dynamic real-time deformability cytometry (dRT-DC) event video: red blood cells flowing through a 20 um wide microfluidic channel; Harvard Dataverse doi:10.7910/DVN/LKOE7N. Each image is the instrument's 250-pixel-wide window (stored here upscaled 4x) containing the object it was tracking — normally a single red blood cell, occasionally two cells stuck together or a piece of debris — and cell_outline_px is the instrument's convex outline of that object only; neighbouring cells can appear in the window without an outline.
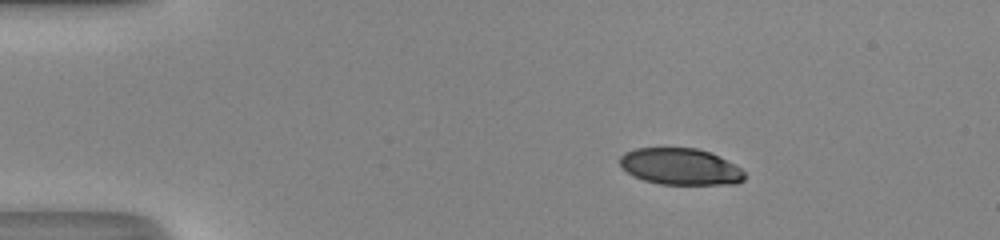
{"species": "human", "species_latin": "Homo sapiens", "temperature_condition": "room temperature", "stored_images_in_passage": 42, "camera_frame_rate_fps": 3000, "um_per_image_px": 0.085, "donor": {"sex": "male"}, "frame": {"image": 1, "passage_image": 1, "time_ms": 0.0, "image_size_px": [1000, 240], "cell_outline_px": [[744, 180], [736, 184], [660, 184], [644, 180], [632, 176], [620, 164], [620, 156], [624, 152], [636, 148], [696, 148], [720, 156], [740, 168], [744, 172]], "centroid_in_image_um": [57.82, 14.16], "position_along_channel_um": 27.2, "area_um2": 26.47}}
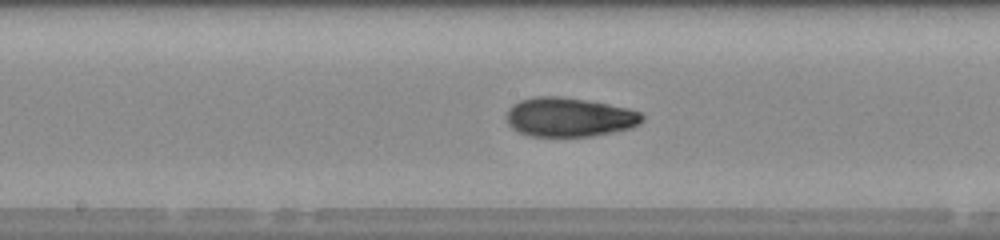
{"frame": {"image": 2, "passage_image": 19, "time_ms": 6.0, "image_size_px": [1000, 240], "cell_outline_px": [[644, 120], [640, 124], [632, 128], [592, 136], [532, 136], [520, 132], [512, 128], [508, 124], [508, 108], [512, 104], [520, 100], [536, 96], [560, 96], [584, 100], [628, 108], [640, 112], [644, 116]], "centroid_in_image_um": [48.41, 9.96], "position_along_channel_um": 199.8, "area_um2": 30.87}}
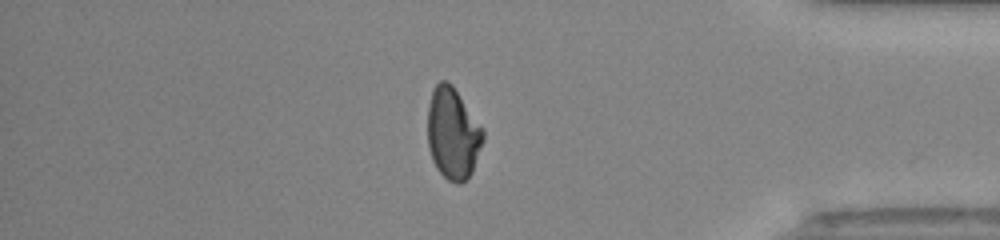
{"frame": {"image": 3, "passage_image": 35, "time_ms": 11.333, "image_size_px": [1000, 240], "cell_outline_px": [[484, 140], [472, 172], [460, 184], [456, 184], [448, 180], [436, 168], [432, 160], [428, 148], [428, 104], [432, 88], [440, 80], [448, 80], [452, 84], [484, 128]], "centroid_in_image_um": [38.49, 11.32], "position_along_channel_um": 396.7, "area_um2": 29.94}, "authors_computed_cell_mechanics": {"area_um2": 29.767, "velocity_mm_per_s": 4.2182, "shape_relaxation_time_tau1_ms": null, "shape_relaxation_time_tau2_ms": 1.7487, "deformation_change_tau1": null, "deformation_change_tau2": 0.0674}}